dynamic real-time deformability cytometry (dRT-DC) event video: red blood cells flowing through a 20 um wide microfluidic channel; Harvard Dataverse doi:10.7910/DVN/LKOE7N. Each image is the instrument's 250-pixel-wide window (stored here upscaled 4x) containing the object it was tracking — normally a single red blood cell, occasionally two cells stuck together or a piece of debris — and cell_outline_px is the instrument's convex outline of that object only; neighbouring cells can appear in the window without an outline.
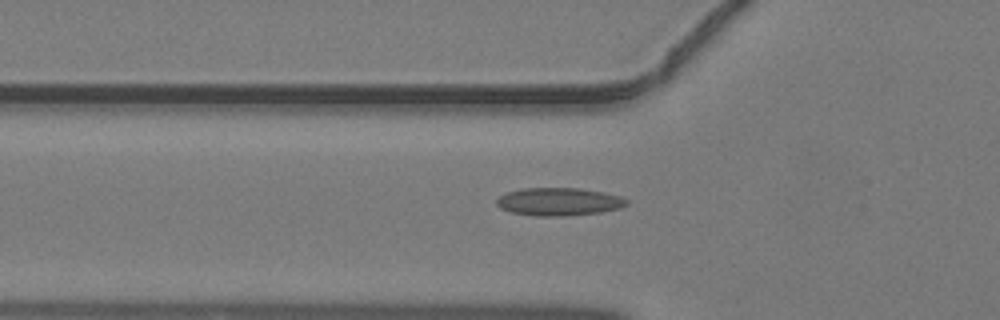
{"species": "common noctule bat (a hibernating species)", "species_latin": "Nyctalus noctula", "temperature_condition": "warm", "stored_images_in_passage": 9, "camera_frame_rate_fps": 3000, "um_per_image_px": 0.085, "animal": {"sex": "male", "body_mass_g": 19.2, "forearm_length_mm": 51.8}, "frame": {"image": 1, "passage_image": 7, "time_ms": 2.0, "image_size_px": [1000, 320], "cell_outline_px": [[628, 204], [620, 208], [600, 212], [568, 216], [536, 216], [512, 212], [500, 208], [496, 204], [496, 200], [500, 196], [508, 192], [520, 188], [580, 188], [604, 192], [620, 196], [628, 200]], "centroid_in_image_um": [47.51, 17.14], "position_along_channel_um": 78.3, "area_um2": 21.21}}